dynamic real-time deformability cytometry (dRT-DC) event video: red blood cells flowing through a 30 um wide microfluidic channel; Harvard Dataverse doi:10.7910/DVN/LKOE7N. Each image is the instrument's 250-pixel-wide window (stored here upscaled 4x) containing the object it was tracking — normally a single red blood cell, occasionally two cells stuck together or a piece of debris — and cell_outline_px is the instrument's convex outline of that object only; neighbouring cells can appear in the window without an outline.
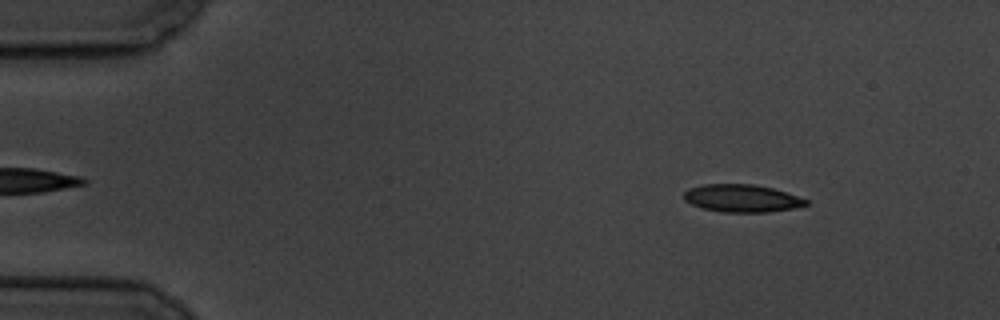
{"species": "common noctule bat (a hibernating species)", "species_latin": "Nyctalus noctula", "temperature_condition": "cold", "stored_images_in_passage": 5, "camera_frame_rate_fps": 3000, "um_per_image_px": 0.085, "animal": {"sex": "male", "body_mass_g": 19.5, "forearm_length_mm": 54.6}, "frame": {"image": 1, "passage_image": 1, "time_ms": 0.0, "image_size_px": [1000, 320], "cell_outline_px": [[808, 204], [792, 208], [768, 212], [724, 212], [704, 208], [692, 204], [684, 200], [684, 192], [688, 188], [704, 184], [752, 184], [772, 188], [808, 200]], "centroid_in_image_um": [63.02, 16.85], "position_along_channel_um": 22.0, "area_um2": 19.36}}
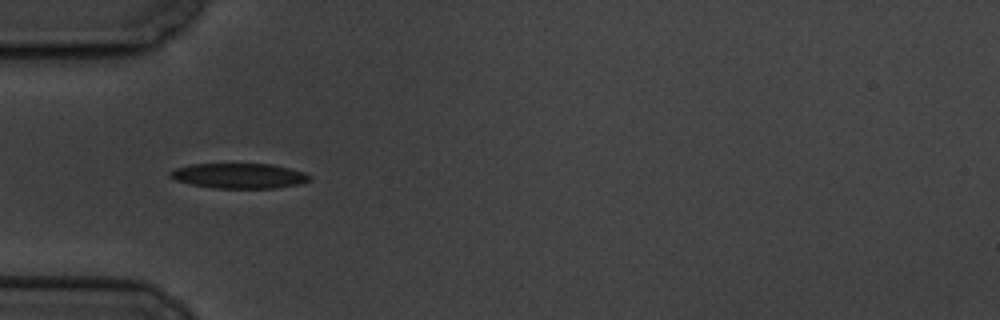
{"frame": {"image": 2, "passage_image": 4, "time_ms": 3.667, "image_size_px": [1000, 320], "cell_outline_px": [[312, 180], [300, 184], [276, 188], [212, 188], [192, 184], [176, 180], [168, 172], [176, 168], [192, 164], [272, 164], [304, 172], [312, 176]], "centroid_in_image_um": [20.38, 14.95], "position_along_channel_um": 64.6, "area_um2": 20.35}}
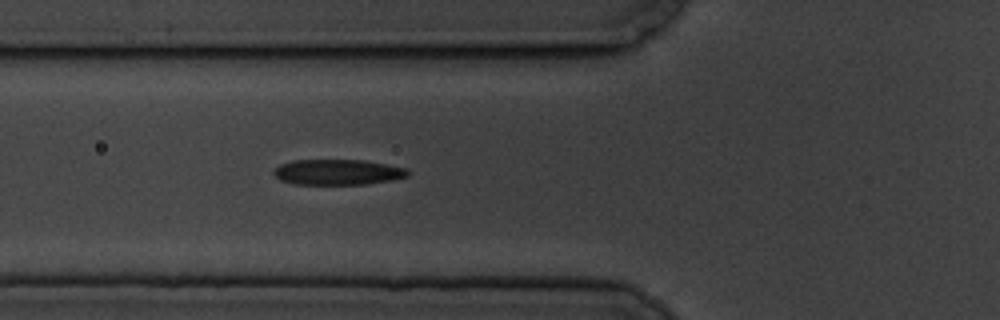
{"frame": {"image": 3, "passage_image": 5, "time_ms": 4.667, "image_size_px": [1000, 320], "cell_outline_px": [[408, 176], [392, 180], [368, 184], [296, 184], [280, 180], [272, 172], [280, 164], [292, 160], [364, 160], [388, 164], [408, 168]], "centroid_in_image_um": [28.73, 14.62], "position_along_channel_um": 97.1, "area_um2": 20.0}}